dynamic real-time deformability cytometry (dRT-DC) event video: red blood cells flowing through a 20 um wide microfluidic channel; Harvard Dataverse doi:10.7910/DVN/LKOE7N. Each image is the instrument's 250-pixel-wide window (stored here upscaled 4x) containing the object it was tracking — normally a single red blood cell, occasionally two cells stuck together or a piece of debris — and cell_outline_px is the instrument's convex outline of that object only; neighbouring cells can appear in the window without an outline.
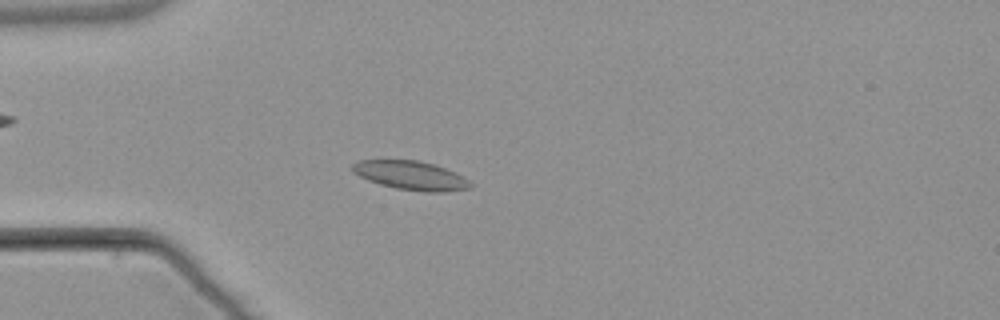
{"species": "common noctule bat (a hibernating species)", "species_latin": "Nyctalus noctula", "temperature_condition": "warm", "stored_images_in_passage": 5, "camera_frame_rate_fps": 3000, "um_per_image_px": 0.085, "animal": {"sex": "male", "body_mass_g": 21.5, "forearm_length_mm": 52.0}, "frame": {"image": 1, "passage_image": 4, "time_ms": 3.667, "image_size_px": [1000, 320], "cell_outline_px": [[472, 188], [444, 192], [424, 192], [396, 188], [380, 184], [368, 180], [352, 172], [352, 164], [356, 160], [416, 160], [432, 164], [456, 172], [464, 176], [472, 184]], "centroid_in_image_um": [34.93, 14.92], "position_along_channel_um": 50.1, "area_um2": 19.88}}